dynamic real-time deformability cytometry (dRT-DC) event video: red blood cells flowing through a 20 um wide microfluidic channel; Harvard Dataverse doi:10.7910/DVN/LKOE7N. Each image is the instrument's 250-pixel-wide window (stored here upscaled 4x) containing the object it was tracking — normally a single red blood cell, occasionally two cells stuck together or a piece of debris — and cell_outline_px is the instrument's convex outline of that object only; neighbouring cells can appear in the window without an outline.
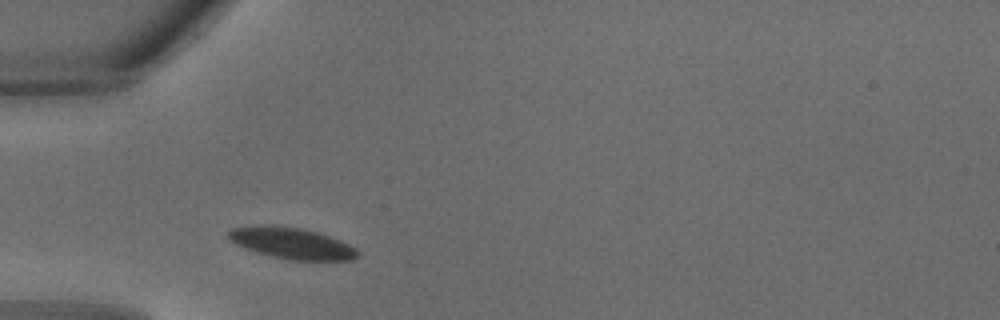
{"species": "common noctule bat (a hibernating species)", "species_latin": "Nyctalus noctula", "temperature_condition": "warm", "stored_images_in_passage": 24, "camera_frame_rate_fps": 3000, "um_per_image_px": 0.085, "animal": {"sex": "male", "body_mass_g": 18.8}, "frame": {"image": 1, "passage_image": 1, "time_ms": 0.0, "image_size_px": [1000, 320], "cell_outline_px": [[360, 256], [352, 260], [288, 260], [256, 252], [244, 248], [228, 240], [224, 236], [232, 228], [248, 224], [272, 224], [300, 228], [316, 232], [340, 240], [356, 248], [360, 252]], "centroid_in_image_um": [24.72, 20.65], "position_along_channel_um": 60.3, "area_um2": 24.04}}
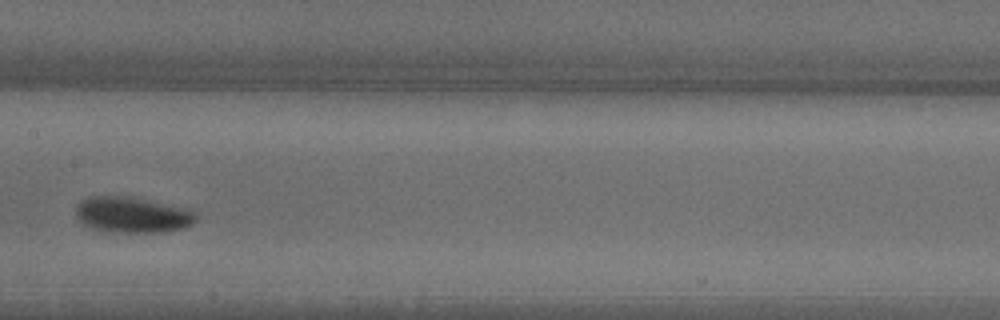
{"frame": {"image": 2, "passage_image": 8, "time_ms": 2.333, "image_size_px": [1000, 320], "cell_outline_px": [[196, 220], [192, 224], [184, 228], [164, 232], [112, 232], [92, 228], [76, 220], [76, 204], [80, 200], [92, 196], [120, 196], [180, 208], [196, 212]], "centroid_in_image_um": [11.16, 18.29], "position_along_channel_um": 196.2, "area_um2": 24.51}}
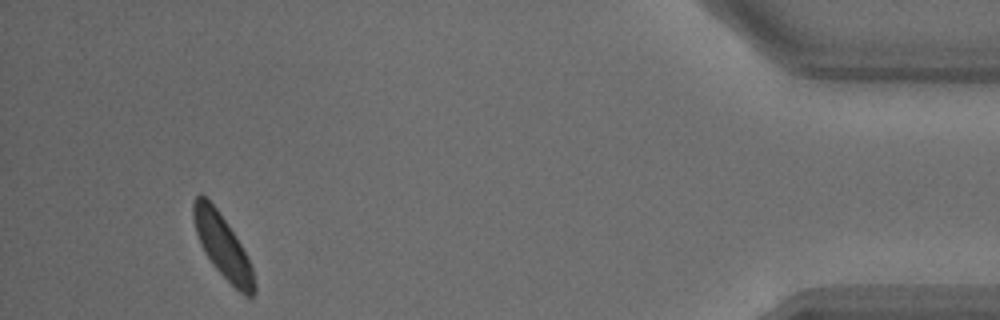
{"frame": {"image": 3, "passage_image": 22, "time_ms": 7.0, "image_size_px": [1000, 320], "cell_outline_px": [[256, 292], [248, 300], [212, 264], [204, 252], [200, 244], [196, 232], [192, 216], [192, 204], [196, 196], [200, 192], [216, 208], [240, 244], [252, 268], [256, 284]], "centroid_in_image_um": [18.91, 20.95], "position_along_channel_um": 416.3, "area_um2": 22.02}}